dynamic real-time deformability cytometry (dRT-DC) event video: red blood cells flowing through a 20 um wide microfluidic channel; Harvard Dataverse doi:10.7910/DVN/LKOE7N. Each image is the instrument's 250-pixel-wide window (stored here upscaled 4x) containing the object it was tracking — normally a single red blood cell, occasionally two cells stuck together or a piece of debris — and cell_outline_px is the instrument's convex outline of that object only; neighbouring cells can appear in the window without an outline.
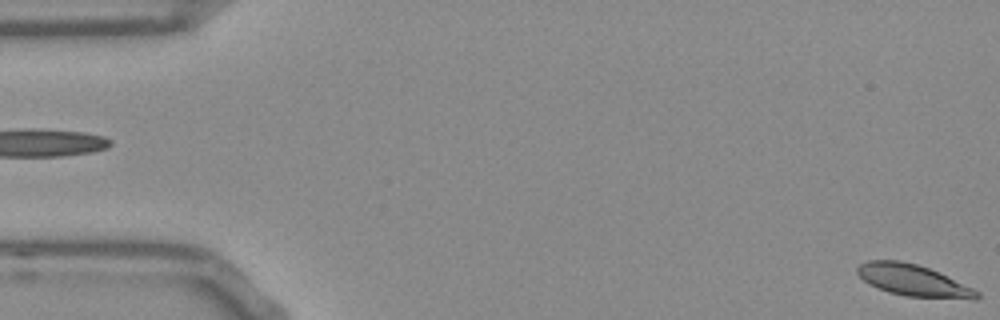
{"species": "Egyptian fruit bat (a non-hibernating species)", "species_latin": "Rousettus aegyptiacus", "temperature_condition": "room temperature", "stored_images_in_passage": 15, "camera_frame_rate_fps": 3000, "um_per_image_px": 0.085, "frame": {"image": 1, "passage_image": 1, "time_ms": 0.0, "image_size_px": [1000, 320], "cell_outline_px": [[980, 296], [976, 300], [972, 300], [904, 296], [888, 292], [876, 288], [868, 284], [856, 272], [856, 268], [860, 264], [868, 260], [900, 260], [916, 264], [928, 268], [972, 288], [980, 292]], "centroid_in_image_um": [77.6, 23.85], "position_along_channel_um": 7.4, "area_um2": 22.02}}
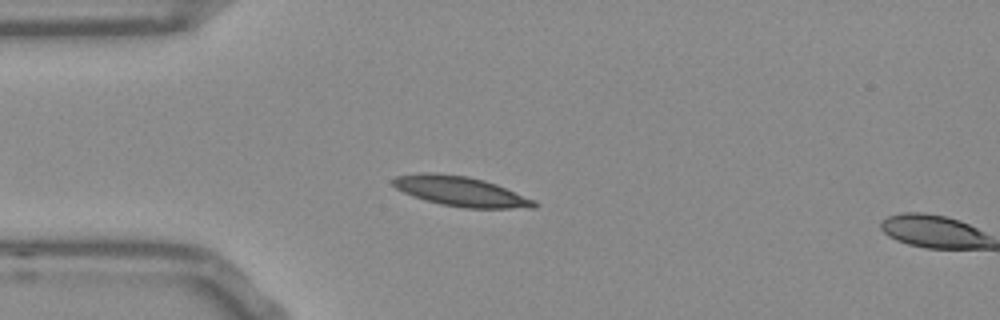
{"frame": {"image": 2, "passage_image": 14, "time_ms": 4.333, "image_size_px": [1000, 320], "cell_outline_px": [[540, 204], [536, 208], [464, 208], [440, 204], [424, 200], [412, 196], [396, 188], [392, 184], [392, 180], [396, 176], [420, 172], [432, 172], [468, 176], [484, 180], [496, 184], [536, 200]], "centroid_in_image_um": [39.18, 16.26], "position_along_channel_um": 45.8, "area_um2": 24.8}}